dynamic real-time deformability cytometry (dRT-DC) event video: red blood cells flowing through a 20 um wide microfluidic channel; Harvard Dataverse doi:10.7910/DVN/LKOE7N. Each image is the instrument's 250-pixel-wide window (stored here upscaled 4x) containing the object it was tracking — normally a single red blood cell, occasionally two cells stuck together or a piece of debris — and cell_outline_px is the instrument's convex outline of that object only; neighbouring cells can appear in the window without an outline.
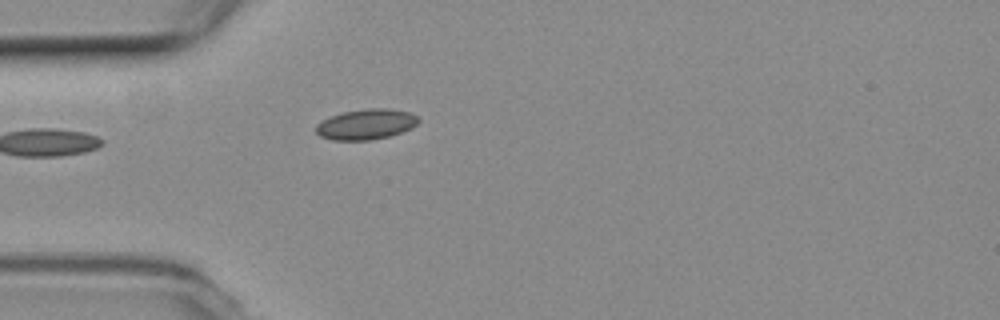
{"species": "common noctule bat (a hibernating species)", "species_latin": "Nyctalus noctula", "temperature_condition": "room temperature", "stored_images_in_passage": 24, "camera_frame_rate_fps": 3000, "um_per_image_px": 0.085, "animal": {"sex": "female", "body_mass_g": 19.3, "forearm_length_mm": 54.1}, "frame": {"image": 1, "passage_image": 1, "time_ms": 0.0, "image_size_px": [1000, 320], "cell_outline_px": [[420, 120], [412, 128], [388, 136], [368, 140], [332, 140], [320, 136], [316, 132], [316, 124], [332, 116], [344, 112], [368, 108], [388, 108], [408, 112], [416, 116]], "centroid_in_image_um": [31.11, 10.56], "position_along_channel_um": 53.9, "area_um2": 17.92}}